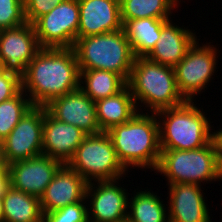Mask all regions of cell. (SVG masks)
Listing matches in <instances>:
<instances>
[{"mask_svg":"<svg viewBox=\"0 0 222 222\" xmlns=\"http://www.w3.org/2000/svg\"><path fill=\"white\" fill-rule=\"evenodd\" d=\"M22 90L33 106L45 107L54 99L80 88V69L73 48H42L21 77Z\"/></svg>","mask_w":222,"mask_h":222,"instance_id":"1","label":"cell"},{"mask_svg":"<svg viewBox=\"0 0 222 222\" xmlns=\"http://www.w3.org/2000/svg\"><path fill=\"white\" fill-rule=\"evenodd\" d=\"M106 133L128 172L139 168L144 172V169L155 172L161 156L156 113L138 111L129 121L112 127Z\"/></svg>","mask_w":222,"mask_h":222,"instance_id":"2","label":"cell"},{"mask_svg":"<svg viewBox=\"0 0 222 222\" xmlns=\"http://www.w3.org/2000/svg\"><path fill=\"white\" fill-rule=\"evenodd\" d=\"M197 104L196 101H186L180 106L156 112L161 149H198L216 137V127L212 126L210 117L207 118L209 114L203 105L199 107Z\"/></svg>","mask_w":222,"mask_h":222,"instance_id":"3","label":"cell"},{"mask_svg":"<svg viewBox=\"0 0 222 222\" xmlns=\"http://www.w3.org/2000/svg\"><path fill=\"white\" fill-rule=\"evenodd\" d=\"M127 85L139 112L156 113L186 102L178 90L174 68L136 57Z\"/></svg>","mask_w":222,"mask_h":222,"instance_id":"4","label":"cell"},{"mask_svg":"<svg viewBox=\"0 0 222 222\" xmlns=\"http://www.w3.org/2000/svg\"><path fill=\"white\" fill-rule=\"evenodd\" d=\"M155 175L173 183L215 184L222 181L220 147L215 137L208 145L193 150L161 149ZM158 173V174H157Z\"/></svg>","mask_w":222,"mask_h":222,"instance_id":"5","label":"cell"},{"mask_svg":"<svg viewBox=\"0 0 222 222\" xmlns=\"http://www.w3.org/2000/svg\"><path fill=\"white\" fill-rule=\"evenodd\" d=\"M73 49L80 70L111 71L128 82L136 57L123 29L77 38Z\"/></svg>","mask_w":222,"mask_h":222,"instance_id":"6","label":"cell"},{"mask_svg":"<svg viewBox=\"0 0 222 222\" xmlns=\"http://www.w3.org/2000/svg\"><path fill=\"white\" fill-rule=\"evenodd\" d=\"M67 165L88 183L114 180L129 175L119 161L106 132L87 135Z\"/></svg>","mask_w":222,"mask_h":222,"instance_id":"7","label":"cell"},{"mask_svg":"<svg viewBox=\"0 0 222 222\" xmlns=\"http://www.w3.org/2000/svg\"><path fill=\"white\" fill-rule=\"evenodd\" d=\"M199 40L200 38L193 43L185 57L174 67L178 90L186 101H197L196 97L201 96L205 88H209L212 80L211 83L214 82L219 69L217 59L221 48L219 50L217 45H212L211 39L209 43L201 44Z\"/></svg>","mask_w":222,"mask_h":222,"instance_id":"8","label":"cell"},{"mask_svg":"<svg viewBox=\"0 0 222 222\" xmlns=\"http://www.w3.org/2000/svg\"><path fill=\"white\" fill-rule=\"evenodd\" d=\"M32 25L42 48H73L78 38V0L61 2Z\"/></svg>","mask_w":222,"mask_h":222,"instance_id":"9","label":"cell"},{"mask_svg":"<svg viewBox=\"0 0 222 222\" xmlns=\"http://www.w3.org/2000/svg\"><path fill=\"white\" fill-rule=\"evenodd\" d=\"M126 177L88 183L86 201L89 222L127 221L130 193L124 184L121 185Z\"/></svg>","mask_w":222,"mask_h":222,"instance_id":"10","label":"cell"},{"mask_svg":"<svg viewBox=\"0 0 222 222\" xmlns=\"http://www.w3.org/2000/svg\"><path fill=\"white\" fill-rule=\"evenodd\" d=\"M44 107L33 106L3 140L7 164L43 154L42 134Z\"/></svg>","mask_w":222,"mask_h":222,"instance_id":"11","label":"cell"},{"mask_svg":"<svg viewBox=\"0 0 222 222\" xmlns=\"http://www.w3.org/2000/svg\"><path fill=\"white\" fill-rule=\"evenodd\" d=\"M41 49L34 26L29 22L15 28L0 30L2 71L22 77L27 65Z\"/></svg>","mask_w":222,"mask_h":222,"instance_id":"12","label":"cell"},{"mask_svg":"<svg viewBox=\"0 0 222 222\" xmlns=\"http://www.w3.org/2000/svg\"><path fill=\"white\" fill-rule=\"evenodd\" d=\"M63 164L41 154L8 165L9 184L12 188L40 197Z\"/></svg>","mask_w":222,"mask_h":222,"instance_id":"13","label":"cell"},{"mask_svg":"<svg viewBox=\"0 0 222 222\" xmlns=\"http://www.w3.org/2000/svg\"><path fill=\"white\" fill-rule=\"evenodd\" d=\"M166 187L169 222H212L203 186L173 183Z\"/></svg>","mask_w":222,"mask_h":222,"instance_id":"14","label":"cell"},{"mask_svg":"<svg viewBox=\"0 0 222 222\" xmlns=\"http://www.w3.org/2000/svg\"><path fill=\"white\" fill-rule=\"evenodd\" d=\"M45 108L58 121L74 125L87 135L102 132L97 121L95 101L80 88L54 99Z\"/></svg>","mask_w":222,"mask_h":222,"instance_id":"15","label":"cell"},{"mask_svg":"<svg viewBox=\"0 0 222 222\" xmlns=\"http://www.w3.org/2000/svg\"><path fill=\"white\" fill-rule=\"evenodd\" d=\"M182 26L172 18L167 20L162 28L159 40L156 42L155 47L146 56L152 62L162 64L164 66L175 67L186 55L187 50L198 39L199 32L188 29Z\"/></svg>","mask_w":222,"mask_h":222,"instance_id":"16","label":"cell"},{"mask_svg":"<svg viewBox=\"0 0 222 222\" xmlns=\"http://www.w3.org/2000/svg\"><path fill=\"white\" fill-rule=\"evenodd\" d=\"M87 136L78 127L58 121L44 107L42 134L43 154L68 164L76 149Z\"/></svg>","mask_w":222,"mask_h":222,"instance_id":"17","label":"cell"},{"mask_svg":"<svg viewBox=\"0 0 222 222\" xmlns=\"http://www.w3.org/2000/svg\"><path fill=\"white\" fill-rule=\"evenodd\" d=\"M78 38L123 29L120 0H78Z\"/></svg>","mask_w":222,"mask_h":222,"instance_id":"18","label":"cell"},{"mask_svg":"<svg viewBox=\"0 0 222 222\" xmlns=\"http://www.w3.org/2000/svg\"><path fill=\"white\" fill-rule=\"evenodd\" d=\"M88 182L67 164L54 175L40 197L43 213L53 212L86 198Z\"/></svg>","mask_w":222,"mask_h":222,"instance_id":"19","label":"cell"},{"mask_svg":"<svg viewBox=\"0 0 222 222\" xmlns=\"http://www.w3.org/2000/svg\"><path fill=\"white\" fill-rule=\"evenodd\" d=\"M95 106L97 121L102 132L124 124L138 112L128 85L115 95L95 101Z\"/></svg>","mask_w":222,"mask_h":222,"instance_id":"20","label":"cell"},{"mask_svg":"<svg viewBox=\"0 0 222 222\" xmlns=\"http://www.w3.org/2000/svg\"><path fill=\"white\" fill-rule=\"evenodd\" d=\"M151 189L140 187L132 191L126 222H169L167 202Z\"/></svg>","mask_w":222,"mask_h":222,"instance_id":"21","label":"cell"},{"mask_svg":"<svg viewBox=\"0 0 222 222\" xmlns=\"http://www.w3.org/2000/svg\"><path fill=\"white\" fill-rule=\"evenodd\" d=\"M171 19L139 18L127 20L123 30L131 44L135 57H146L155 47L163 24Z\"/></svg>","mask_w":222,"mask_h":222,"instance_id":"22","label":"cell"},{"mask_svg":"<svg viewBox=\"0 0 222 222\" xmlns=\"http://www.w3.org/2000/svg\"><path fill=\"white\" fill-rule=\"evenodd\" d=\"M3 222H35L43 219L40 199L9 186L3 196Z\"/></svg>","mask_w":222,"mask_h":222,"instance_id":"23","label":"cell"},{"mask_svg":"<svg viewBox=\"0 0 222 222\" xmlns=\"http://www.w3.org/2000/svg\"><path fill=\"white\" fill-rule=\"evenodd\" d=\"M181 0H120L121 21L124 24L127 20L139 18L172 19ZM181 4V5H180ZM174 9H176L174 11ZM172 16V17H171Z\"/></svg>","mask_w":222,"mask_h":222,"instance_id":"24","label":"cell"},{"mask_svg":"<svg viewBox=\"0 0 222 222\" xmlns=\"http://www.w3.org/2000/svg\"><path fill=\"white\" fill-rule=\"evenodd\" d=\"M127 82L118 74L106 70H80V89L93 101L120 92Z\"/></svg>","mask_w":222,"mask_h":222,"instance_id":"25","label":"cell"},{"mask_svg":"<svg viewBox=\"0 0 222 222\" xmlns=\"http://www.w3.org/2000/svg\"><path fill=\"white\" fill-rule=\"evenodd\" d=\"M33 107L21 90L15 97L0 103V139L4 140L21 118Z\"/></svg>","mask_w":222,"mask_h":222,"instance_id":"26","label":"cell"},{"mask_svg":"<svg viewBox=\"0 0 222 222\" xmlns=\"http://www.w3.org/2000/svg\"><path fill=\"white\" fill-rule=\"evenodd\" d=\"M24 0H0V30L25 24Z\"/></svg>","mask_w":222,"mask_h":222,"instance_id":"27","label":"cell"},{"mask_svg":"<svg viewBox=\"0 0 222 222\" xmlns=\"http://www.w3.org/2000/svg\"><path fill=\"white\" fill-rule=\"evenodd\" d=\"M44 222H89L86 198L59 210L43 213Z\"/></svg>","mask_w":222,"mask_h":222,"instance_id":"28","label":"cell"},{"mask_svg":"<svg viewBox=\"0 0 222 222\" xmlns=\"http://www.w3.org/2000/svg\"><path fill=\"white\" fill-rule=\"evenodd\" d=\"M64 1L66 0H24L26 21L33 24L39 17L48 14Z\"/></svg>","mask_w":222,"mask_h":222,"instance_id":"29","label":"cell"},{"mask_svg":"<svg viewBox=\"0 0 222 222\" xmlns=\"http://www.w3.org/2000/svg\"><path fill=\"white\" fill-rule=\"evenodd\" d=\"M21 90L19 75L7 71L0 72V103L15 97Z\"/></svg>","mask_w":222,"mask_h":222,"instance_id":"30","label":"cell"},{"mask_svg":"<svg viewBox=\"0 0 222 222\" xmlns=\"http://www.w3.org/2000/svg\"><path fill=\"white\" fill-rule=\"evenodd\" d=\"M9 186L8 164L6 161H0V197L4 196Z\"/></svg>","mask_w":222,"mask_h":222,"instance_id":"31","label":"cell"},{"mask_svg":"<svg viewBox=\"0 0 222 222\" xmlns=\"http://www.w3.org/2000/svg\"><path fill=\"white\" fill-rule=\"evenodd\" d=\"M219 126L218 129H216V138L218 140L219 143V147H220V160H221V164H222V127Z\"/></svg>","mask_w":222,"mask_h":222,"instance_id":"32","label":"cell"},{"mask_svg":"<svg viewBox=\"0 0 222 222\" xmlns=\"http://www.w3.org/2000/svg\"><path fill=\"white\" fill-rule=\"evenodd\" d=\"M3 215H4L3 197H0V222H3Z\"/></svg>","mask_w":222,"mask_h":222,"instance_id":"33","label":"cell"},{"mask_svg":"<svg viewBox=\"0 0 222 222\" xmlns=\"http://www.w3.org/2000/svg\"><path fill=\"white\" fill-rule=\"evenodd\" d=\"M0 161H5L3 152V140L0 139Z\"/></svg>","mask_w":222,"mask_h":222,"instance_id":"34","label":"cell"},{"mask_svg":"<svg viewBox=\"0 0 222 222\" xmlns=\"http://www.w3.org/2000/svg\"><path fill=\"white\" fill-rule=\"evenodd\" d=\"M35 222H44V220H43V219H41V220H38V221H35Z\"/></svg>","mask_w":222,"mask_h":222,"instance_id":"35","label":"cell"}]
</instances>
